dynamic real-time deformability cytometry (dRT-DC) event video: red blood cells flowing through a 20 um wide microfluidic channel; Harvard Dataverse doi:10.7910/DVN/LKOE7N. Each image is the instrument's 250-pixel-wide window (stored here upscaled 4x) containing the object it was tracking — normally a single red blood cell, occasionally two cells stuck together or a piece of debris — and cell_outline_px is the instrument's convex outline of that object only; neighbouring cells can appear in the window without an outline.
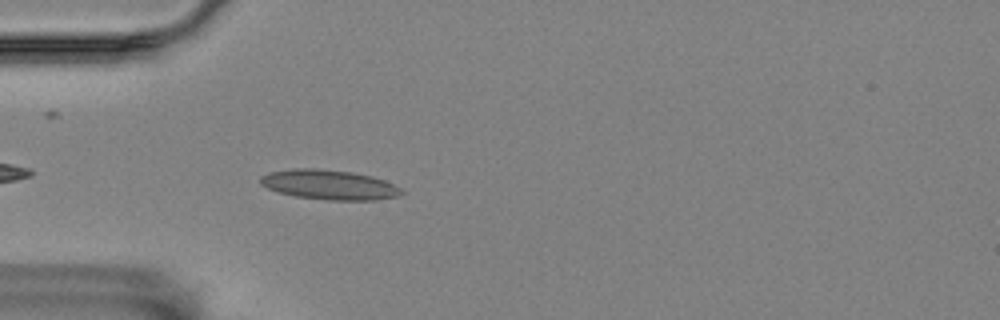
{"species": "Egyptian fruit bat (a non-hibernating species)", "species_latin": "Rousettus aegyptiacus", "temperature_condition": "room temperature", "stored_images_in_passage": 4, "camera_frame_rate_fps": 3000, "um_per_image_px": 0.085, "animal": {"sex": "female"}, "frame": {"image": 1, "passage_image": 4, "time_ms": 1.0, "image_size_px": [1000, 320], "cell_outline_px": [[404, 192], [400, 196], [376, 200], [328, 200], [296, 196], [276, 192], [260, 184], [260, 176], [268, 172], [296, 168], [316, 168], [352, 172], [372, 176], [384, 180], [400, 188]], "centroid_in_image_um": [27.97, 15.7], "position_along_channel_um": 57.0, "area_um2": 24.57}}